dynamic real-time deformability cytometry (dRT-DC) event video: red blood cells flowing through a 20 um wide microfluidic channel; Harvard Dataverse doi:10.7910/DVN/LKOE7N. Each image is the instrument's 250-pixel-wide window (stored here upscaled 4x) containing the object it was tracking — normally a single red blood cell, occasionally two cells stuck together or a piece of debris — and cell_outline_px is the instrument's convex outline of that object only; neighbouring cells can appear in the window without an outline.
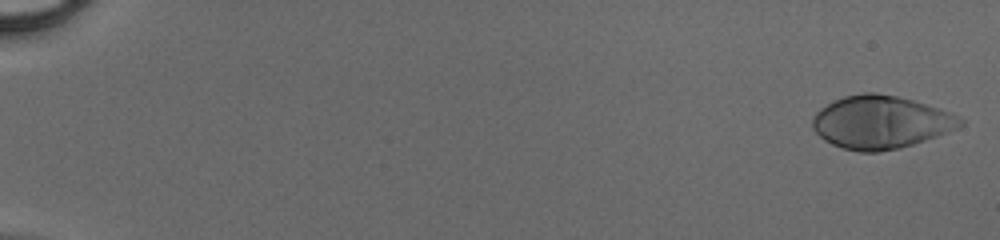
{"species": "human", "species_latin": "Homo sapiens", "temperature_condition": "cold", "stored_images_in_passage": 20, "camera_frame_rate_fps": 3000, "um_per_image_px": 0.085, "donor": {"sex": "male"}, "frame": {"image": 1, "passage_image": 1, "time_ms": 0.0, "image_size_px": [1000, 240], "cell_outline_px": [[964, 124], [956, 128], [936, 136], [900, 148], [880, 152], [860, 152], [844, 148], [832, 144], [824, 140], [812, 128], [812, 120], [816, 112], [820, 108], [844, 96], [864, 92], [876, 92], [896, 96], [912, 100], [948, 112], [964, 120]], "centroid_in_image_um": [74.82, 10.39], "position_along_channel_um": 10.2, "area_um2": 45.08}}
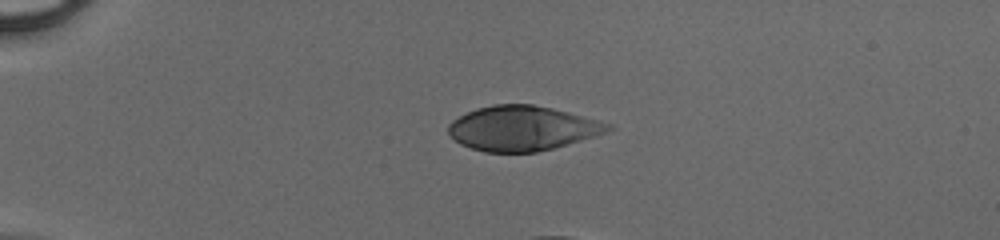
{"frame": {"image": 2, "passage_image": 13, "time_ms": 4.0, "image_size_px": [1000, 240], "cell_outline_px": [[616, 128], [596, 136], [552, 148], [536, 152], [484, 152], [460, 144], [448, 136], [448, 124], [452, 120], [476, 108], [492, 104], [532, 104], [552, 108], [600, 120], [612, 124]], "centroid_in_image_um": [44.4, 10.9], "position_along_channel_um": 40.6, "area_um2": 41.79}}